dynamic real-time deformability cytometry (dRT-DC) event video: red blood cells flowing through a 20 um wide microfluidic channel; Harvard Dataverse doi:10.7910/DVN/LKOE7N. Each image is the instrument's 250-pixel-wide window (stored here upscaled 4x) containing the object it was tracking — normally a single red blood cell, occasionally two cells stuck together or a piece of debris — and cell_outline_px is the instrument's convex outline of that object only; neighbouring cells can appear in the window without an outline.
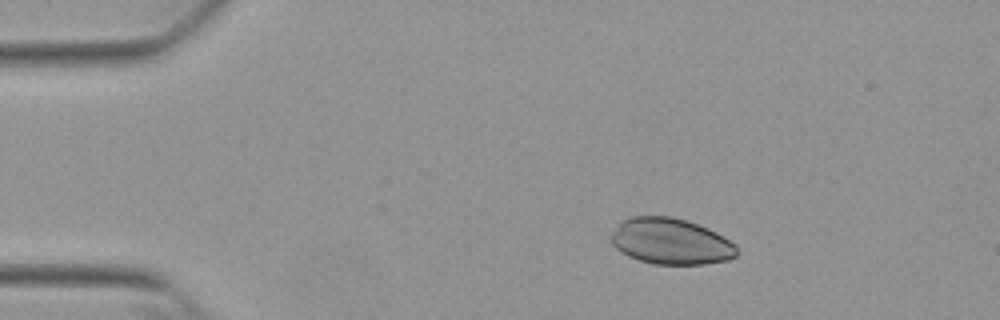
{"species": "Egyptian fruit bat (a non-hibernating species)", "species_latin": "Rousettus aegyptiacus", "temperature_condition": "warm", "stored_images_in_passage": 22, "camera_frame_rate_fps": 3000, "um_per_image_px": 0.085, "animal": {"sex": "female"}, "frame": {"image": 1, "passage_image": 6, "time_ms": 1.667, "image_size_px": [1000, 320], "cell_outline_px": [[736, 256], [728, 260], [704, 264], [652, 264], [628, 256], [616, 248], [612, 244], [612, 236], [620, 224], [624, 220], [632, 216], [672, 216], [688, 220], [708, 228], [716, 232], [736, 244]], "centroid_in_image_um": [57.06, 20.52], "position_along_channel_um": 27.9, "area_um2": 33.58}}
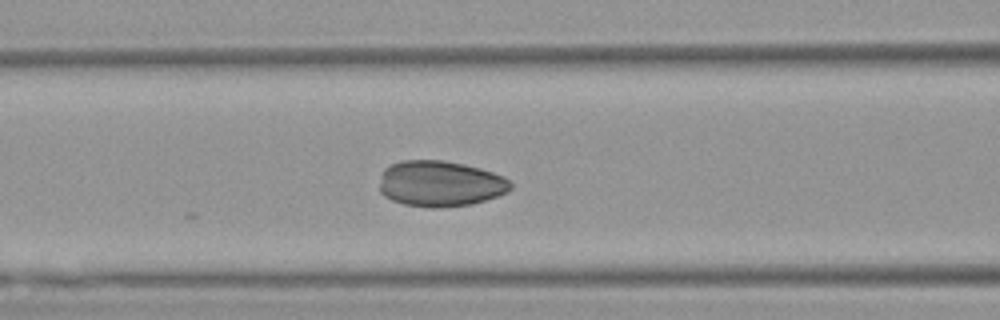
{"frame": {"image": 2, "passage_image": 19, "time_ms": 6.0, "image_size_px": [1000, 320], "cell_outline_px": [[512, 188], [508, 192], [472, 204], [440, 208], [428, 208], [404, 204], [392, 200], [384, 196], [380, 192], [380, 176], [384, 168], [400, 160], [444, 160], [464, 164], [480, 168], [504, 176], [512, 184]], "centroid_in_image_um": [37.4, 15.61], "position_along_channel_um": 129.2, "area_um2": 35.32}}
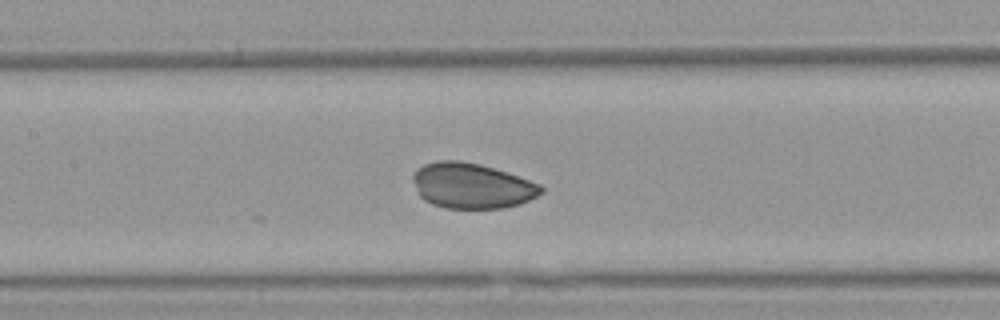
{"frame": {"image": 3, "passage_image": 22, "time_ms": 7.0, "image_size_px": [1000, 320], "cell_outline_px": [[544, 192], [520, 204], [504, 208], [444, 208], [432, 204], [424, 200], [420, 196], [412, 180], [412, 176], [416, 168], [424, 164], [436, 160], [460, 160], [480, 164], [508, 172], [540, 184], [544, 188]], "centroid_in_image_um": [40.09, 15.78], "position_along_channel_um": 167.3, "area_um2": 34.16}}